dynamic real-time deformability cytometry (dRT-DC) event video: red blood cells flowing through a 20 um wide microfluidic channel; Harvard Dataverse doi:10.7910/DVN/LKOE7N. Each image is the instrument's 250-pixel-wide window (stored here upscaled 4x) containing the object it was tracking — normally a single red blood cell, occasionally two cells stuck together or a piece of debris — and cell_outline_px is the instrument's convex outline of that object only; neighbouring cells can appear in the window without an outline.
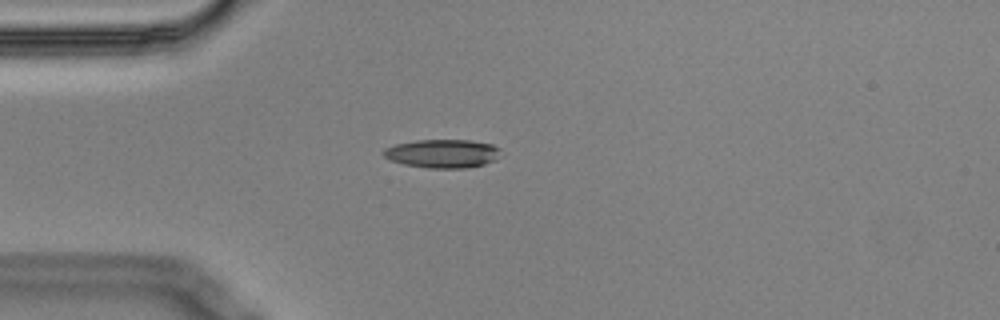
{"species": "Egyptian fruit bat (a non-hibernating species)", "species_latin": "Rousettus aegyptiacus", "temperature_condition": "cold", "stored_images_in_passage": 4, "camera_frame_rate_fps": 3000, "um_per_image_px": 0.085, "animal": {"sex": "male"}, "frame": {"image": 1, "passage_image": 2, "time_ms": 0.333, "image_size_px": [1000, 320], "cell_outline_px": [[500, 148], [496, 160], [484, 164], [468, 168], [428, 168], [404, 164], [392, 160], [384, 156], [380, 152], [384, 148], [396, 144], [416, 140], [472, 140], [492, 144]], "centroid_in_image_um": [37.61, 13.05], "position_along_channel_um": 47.4, "area_um2": 19.54}}
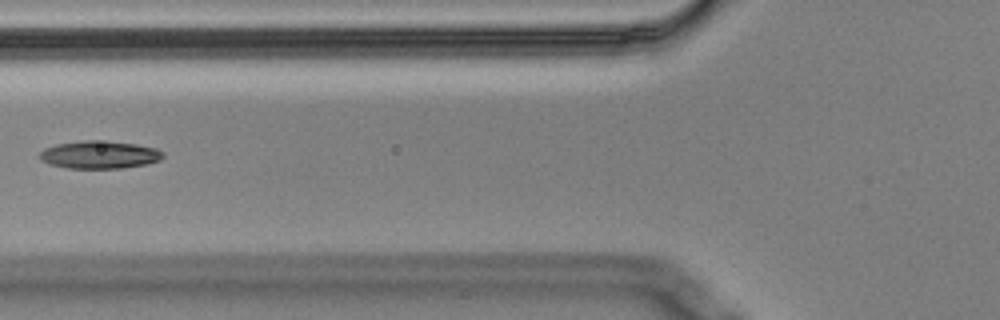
{"frame": {"image": 2, "passage_image": 4, "time_ms": 1.0, "image_size_px": [1000, 320], "cell_outline_px": [[164, 156], [160, 160], [148, 164], [120, 168], [68, 168], [48, 164], [40, 160], [40, 152], [44, 148], [56, 144], [84, 140], [92, 140], [136, 144], [156, 148], [164, 152]], "centroid_in_image_um": [8.45, 13.15], "position_along_channel_um": 117.3, "area_um2": 19.94}}